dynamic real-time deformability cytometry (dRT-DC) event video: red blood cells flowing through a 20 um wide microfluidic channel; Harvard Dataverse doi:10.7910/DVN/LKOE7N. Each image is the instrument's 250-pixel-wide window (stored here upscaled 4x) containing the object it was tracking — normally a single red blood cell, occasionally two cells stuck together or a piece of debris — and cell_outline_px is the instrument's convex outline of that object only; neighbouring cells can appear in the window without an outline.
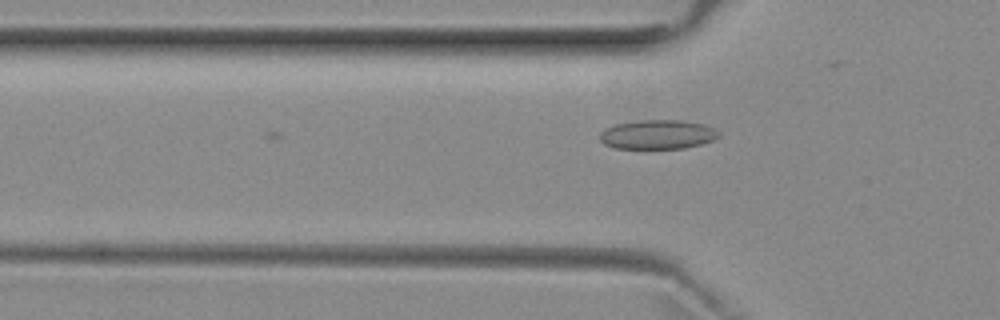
{"species": "common noctule bat (a hibernating species)", "species_latin": "Nyctalus noctula", "temperature_condition": "room temperature", "stored_images_in_passage": 6, "camera_frame_rate_fps": 3000, "um_per_image_px": 0.085, "animal": {"sex": "female", "body_mass_g": 29.2, "forearm_length_mm": 56.3}, "frame": {"image": 1, "passage_image": 6, "time_ms": 1.667, "image_size_px": [1000, 320], "cell_outline_px": [[720, 136], [712, 140], [700, 144], [684, 148], [616, 148], [604, 144], [600, 140], [600, 132], [604, 128], [616, 124], [640, 120], [680, 120], [704, 124], [720, 132]], "centroid_in_image_um": [55.88, 11.42], "position_along_channel_um": 69.9, "area_um2": 20.17}}